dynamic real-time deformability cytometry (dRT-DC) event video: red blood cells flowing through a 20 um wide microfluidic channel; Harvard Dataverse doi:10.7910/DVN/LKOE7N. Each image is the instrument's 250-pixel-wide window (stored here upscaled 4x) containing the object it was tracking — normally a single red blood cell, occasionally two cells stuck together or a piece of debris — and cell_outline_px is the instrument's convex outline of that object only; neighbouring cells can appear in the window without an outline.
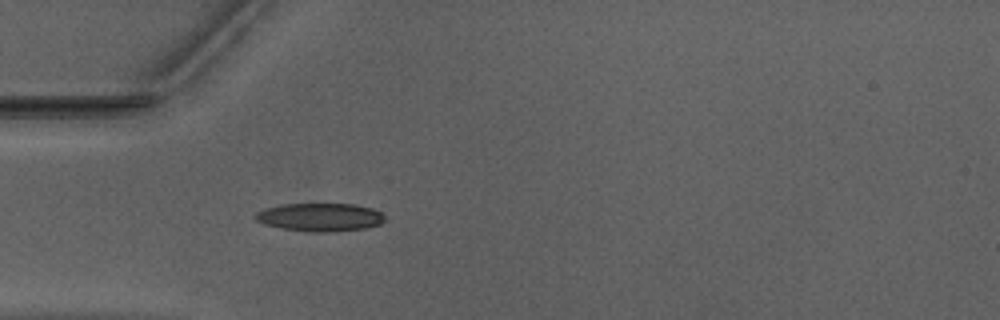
{"species": "Egyptian fruit bat (a non-hibernating species)", "species_latin": "Rousettus aegyptiacus", "temperature_condition": "warm", "stored_images_in_passage": 39, "camera_frame_rate_fps": 3000, "um_per_image_px": 0.085, "animal": {"sex": "male"}, "frame": {"image": 1, "passage_image": 5, "time_ms": 1.333, "image_size_px": [1000, 320], "cell_outline_px": [[384, 220], [380, 224], [364, 228], [332, 232], [308, 232], [280, 228], [264, 224], [256, 220], [252, 216], [256, 212], [264, 208], [284, 204], [356, 204], [372, 208], [380, 212], [384, 216]], "centroid_in_image_um": [27.16, 18.46], "position_along_channel_um": 57.8, "area_um2": 21.39}}
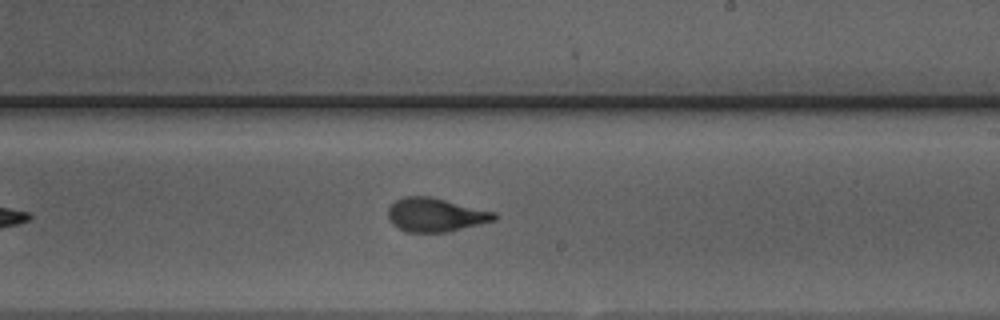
{"frame": {"image": 2, "passage_image": 20, "time_ms": 6.333, "image_size_px": [1000, 320], "cell_outline_px": [[500, 216], [496, 220], [448, 232], [408, 232], [392, 224], [388, 220], [388, 208], [396, 200], [404, 196], [428, 196], [496, 212]], "centroid_in_image_um": [37.03, 18.26], "position_along_channel_um": 252.0, "area_um2": 20.87}}
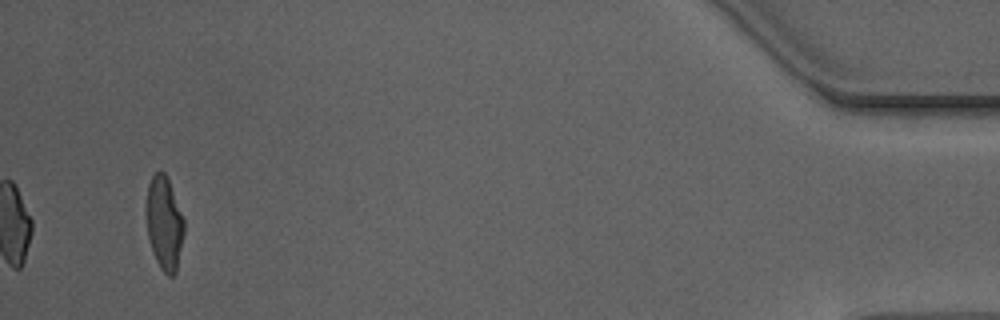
{"frame": {"image": 3, "passage_image": 39, "time_ms": 12.667, "image_size_px": [1000, 320], "cell_outline_px": [[184, 232], [176, 272], [172, 276], [168, 276], [160, 268], [156, 260], [148, 236], [144, 212], [144, 208], [148, 184], [152, 176], [160, 168], [164, 172], [168, 180], [184, 220]], "centroid_in_image_um": [13.93, 18.94], "position_along_channel_um": 421.3, "area_um2": 20.69}, "authors_computed_cell_mechanics": {"area_um2": 20.6924, "velocity_mm_per_s": 3.965, "shape_relaxation_time_tau1_ms": 5.0424, "shape_relaxation_time_tau2_ms": 0.885, "deformation_change_tau1": 0.2089, "deformation_change_tau2": 0.0752}}